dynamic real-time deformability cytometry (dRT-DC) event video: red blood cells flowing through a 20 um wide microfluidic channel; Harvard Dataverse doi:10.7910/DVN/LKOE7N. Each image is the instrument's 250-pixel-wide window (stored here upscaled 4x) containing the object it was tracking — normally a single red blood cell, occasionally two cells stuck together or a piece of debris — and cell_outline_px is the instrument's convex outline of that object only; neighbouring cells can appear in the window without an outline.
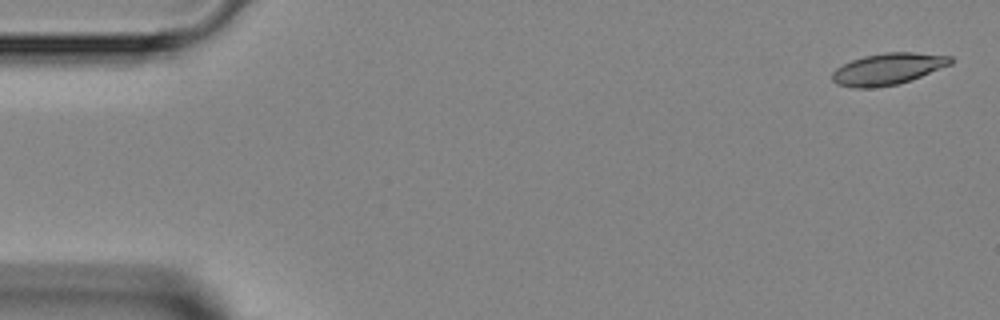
{"species": "Egyptian fruit bat (a non-hibernating species)", "species_latin": "Rousettus aegyptiacus", "temperature_condition": "room temperature", "stored_images_in_passage": 5, "camera_frame_rate_fps": 3000, "um_per_image_px": 0.085, "animal": {"sex": "female"}, "frame": {"image": 1, "passage_image": 1, "time_ms": 0.0, "image_size_px": [1000, 320], "cell_outline_px": [[952, 64], [920, 76], [896, 84], [872, 88], [856, 88], [836, 84], [832, 80], [832, 72], [836, 68], [852, 60], [864, 56], [884, 52], [912, 52], [952, 56]], "centroid_in_image_um": [75.45, 5.85], "position_along_channel_um": 9.6, "area_um2": 21.56}}